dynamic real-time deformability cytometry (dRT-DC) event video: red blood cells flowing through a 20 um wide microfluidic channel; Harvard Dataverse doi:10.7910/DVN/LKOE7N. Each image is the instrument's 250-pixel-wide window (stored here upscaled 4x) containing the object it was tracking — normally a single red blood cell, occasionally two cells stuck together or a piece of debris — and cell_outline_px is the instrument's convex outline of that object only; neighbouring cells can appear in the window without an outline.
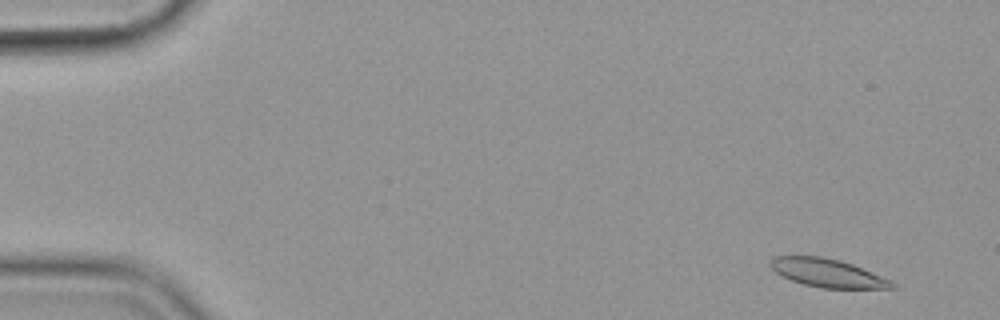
{"species": "common noctule bat (a hibernating species)", "species_latin": "Nyctalus noctula", "temperature_condition": "cold", "stored_images_in_passage": 57, "camera_frame_rate_fps": 3000, "um_per_image_px": 0.085, "animal": {"sex": "female", "body_mass_g": 19.9}, "frame": {"image": 1, "passage_image": 4, "time_ms": 1.0, "image_size_px": [1000, 320], "cell_outline_px": [[896, 288], [820, 288], [804, 284], [792, 280], [776, 272], [768, 264], [768, 260], [772, 256], [820, 256], [840, 260], [852, 264], [892, 280], [896, 284]], "centroid_in_image_um": [70.34, 23.19], "position_along_channel_um": 14.7, "area_um2": 20.06}}
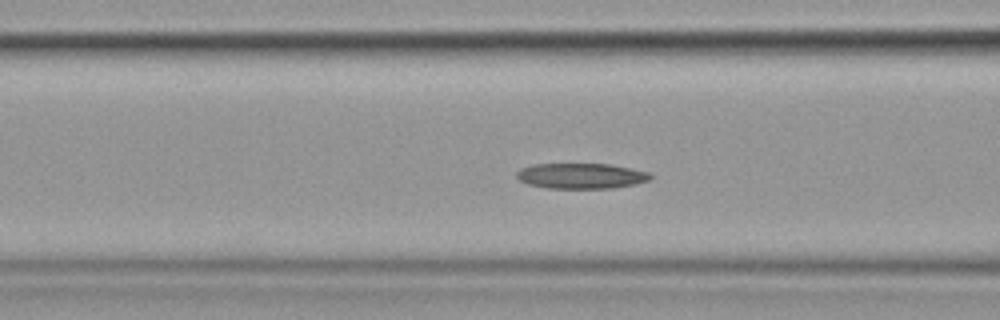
{"frame": {"image": 2, "passage_image": 23, "time_ms": 7.333, "image_size_px": [1000, 320], "cell_outline_px": [[652, 180], [636, 184], [612, 188], [548, 188], [528, 184], [520, 180], [516, 176], [516, 172], [520, 168], [536, 164], [608, 164], [632, 168], [648, 172], [652, 176]], "centroid_in_image_um": [49.42, 14.95], "position_along_channel_um": 117.2, "area_um2": 19.88}}
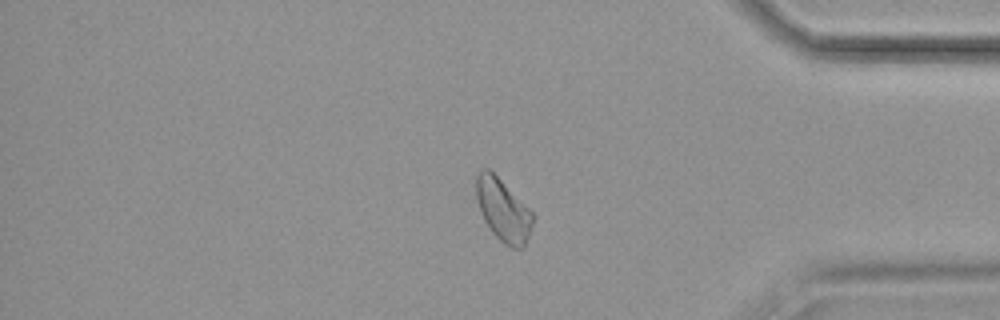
{"frame": {"image": 3, "passage_image": 48, "time_ms": 15.667, "image_size_px": [1000, 320], "cell_outline_px": [[536, 216], [524, 248], [508, 248], [492, 232], [484, 220], [480, 212], [476, 200], [476, 176], [480, 168], [488, 168]], "centroid_in_image_um": [42.76, 17.89], "position_along_channel_um": 392.4, "area_um2": 20.52}, "authors_computed_cell_mechanics": {"area_um2": 20.4034, "velocity_mm_per_s": 3.5526, "shape_relaxation_time_tau1_ms": null, "shape_relaxation_time_tau2_ms": 7.7617, "deformation_change_tau1": null, "deformation_change_tau2": 0.1448}}